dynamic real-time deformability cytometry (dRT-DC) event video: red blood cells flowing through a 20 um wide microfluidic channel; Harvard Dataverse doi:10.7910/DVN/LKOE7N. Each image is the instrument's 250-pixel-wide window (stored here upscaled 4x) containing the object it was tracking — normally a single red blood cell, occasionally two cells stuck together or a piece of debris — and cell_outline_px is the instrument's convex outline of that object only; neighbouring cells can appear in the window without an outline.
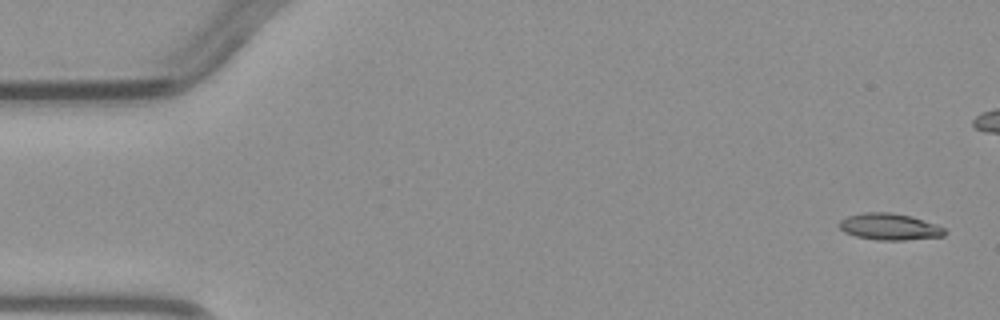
{"species": "common noctule bat (a hibernating species)", "species_latin": "Nyctalus noctula", "temperature_condition": "warm", "stored_images_in_passage": 5, "camera_frame_rate_fps": 3000, "um_per_image_px": 0.085, "animal": {"sex": "male", "body_mass_g": 23.1, "forearm_length_mm": 52.7}, "frame": {"image": 1, "passage_image": 1, "time_ms": 0.0, "image_size_px": [1000, 320], "cell_outline_px": [[944, 236], [904, 240], [876, 240], [856, 236], [844, 232], [836, 224], [840, 220], [848, 216], [864, 212], [892, 212], [912, 216], [936, 224], [944, 228]], "centroid_in_image_um": [75.57, 19.26], "position_along_channel_um": 9.4, "area_um2": 16.42}}